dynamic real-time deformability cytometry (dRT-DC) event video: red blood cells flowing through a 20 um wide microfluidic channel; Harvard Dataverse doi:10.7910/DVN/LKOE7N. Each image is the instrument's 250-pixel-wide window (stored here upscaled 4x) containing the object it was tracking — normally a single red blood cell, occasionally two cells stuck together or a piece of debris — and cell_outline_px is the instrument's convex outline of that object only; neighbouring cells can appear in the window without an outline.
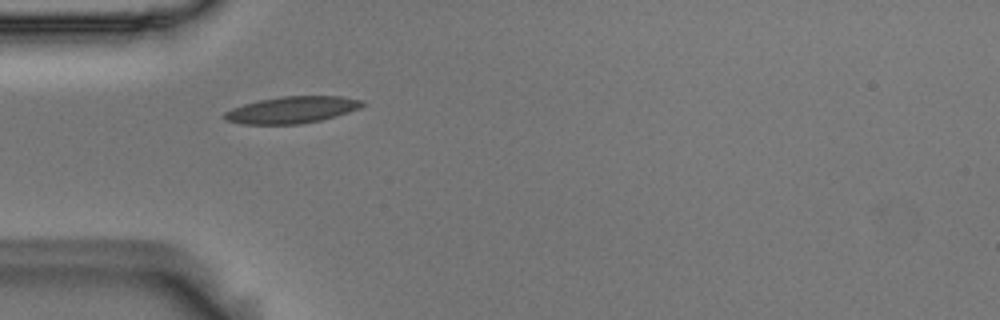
{"species": "Egyptian fruit bat (a non-hibernating species)", "species_latin": "Rousettus aegyptiacus", "temperature_condition": "room temperature", "stored_images_in_passage": 3, "camera_frame_rate_fps": 3000, "um_per_image_px": 0.085, "animal": {"sex": "male"}, "frame": {"image": 1, "passage_image": 1, "time_ms": 0.0, "image_size_px": [1000, 320], "cell_outline_px": [[364, 104], [360, 108], [336, 116], [320, 120], [300, 124], [240, 124], [224, 120], [224, 112], [232, 108], [244, 104], [260, 100], [280, 96], [340, 96], [364, 100]], "centroid_in_image_um": [24.81, 9.33], "position_along_channel_um": 60.2, "area_um2": 21.5}}
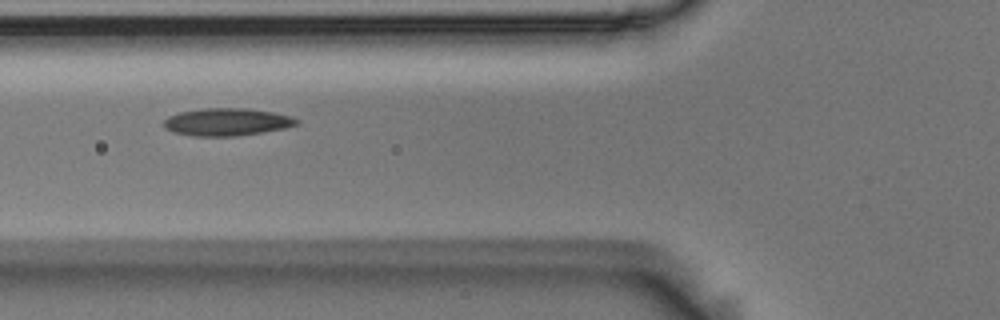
{"frame": {"image": 2, "passage_image": 2, "time_ms": 0.333, "image_size_px": [1000, 320], "cell_outline_px": [[300, 124], [284, 128], [264, 132], [236, 136], [192, 136], [172, 132], [164, 128], [164, 120], [168, 116], [180, 112], [204, 108], [244, 108], [272, 112], [292, 116], [300, 120]], "centroid_in_image_um": [19.29, 10.37], "position_along_channel_um": 106.5, "area_um2": 21.44}}